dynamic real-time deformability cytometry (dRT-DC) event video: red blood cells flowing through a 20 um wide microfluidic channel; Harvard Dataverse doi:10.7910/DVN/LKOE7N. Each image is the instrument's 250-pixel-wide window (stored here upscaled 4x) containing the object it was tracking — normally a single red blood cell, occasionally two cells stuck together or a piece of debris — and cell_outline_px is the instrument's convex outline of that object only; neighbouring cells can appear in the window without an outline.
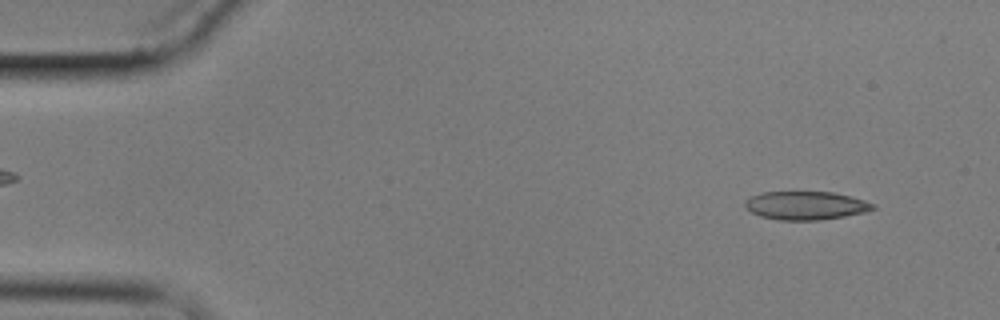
{"species": "common noctule bat (a hibernating species)", "species_latin": "Nyctalus noctula", "temperature_condition": "cold", "stored_images_in_passage": 6, "camera_frame_rate_fps": 3000, "um_per_image_px": 0.085, "animal": {"sex": "male", "body_mass_g": 17.9}, "frame": {"image": 1, "passage_image": 1, "time_ms": 0.0, "image_size_px": [1000, 320], "cell_outline_px": [[876, 208], [864, 212], [844, 216], [820, 220], [780, 220], [760, 216], [752, 212], [744, 204], [744, 200], [760, 192], [832, 192], [864, 200], [876, 204]], "centroid_in_image_um": [68.49, 17.47], "position_along_channel_um": 16.5, "area_um2": 21.04}}
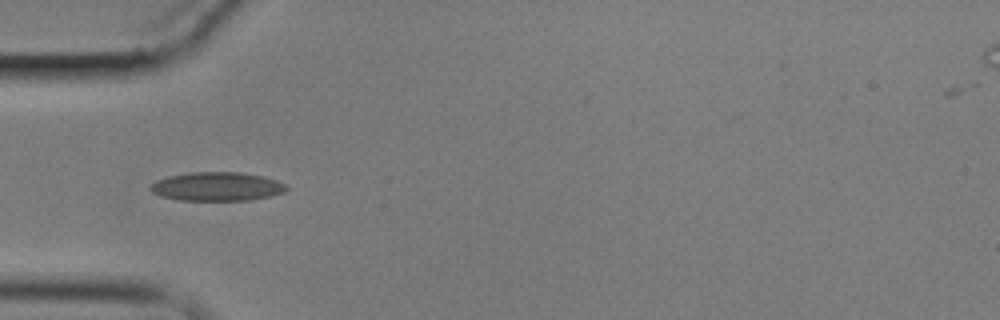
{"frame": {"image": 2, "passage_image": 5, "time_ms": 4.667, "image_size_px": [1000, 320], "cell_outline_px": [[288, 188], [284, 192], [272, 196], [248, 200], [180, 200], [160, 196], [152, 192], [148, 188], [156, 180], [168, 176], [192, 172], [240, 172], [264, 176], [276, 180], [284, 184]], "centroid_in_image_um": [18.44, 15.85], "position_along_channel_um": 66.6, "area_um2": 22.83}}
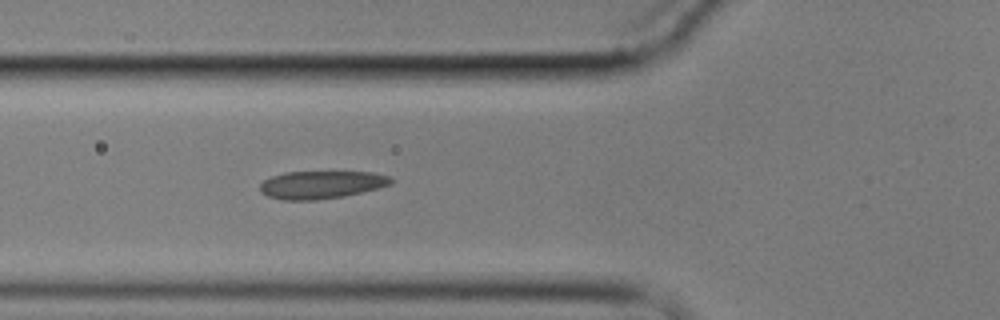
{"frame": {"image": 3, "passage_image": 6, "time_ms": 5.667, "image_size_px": [1000, 320], "cell_outline_px": [[392, 184], [380, 188], [344, 196], [316, 200], [284, 200], [268, 196], [260, 192], [260, 184], [264, 180], [272, 176], [284, 172], [372, 172], [392, 176]], "centroid_in_image_um": [27.34, 15.7], "position_along_channel_um": 98.5, "area_um2": 21.33}}